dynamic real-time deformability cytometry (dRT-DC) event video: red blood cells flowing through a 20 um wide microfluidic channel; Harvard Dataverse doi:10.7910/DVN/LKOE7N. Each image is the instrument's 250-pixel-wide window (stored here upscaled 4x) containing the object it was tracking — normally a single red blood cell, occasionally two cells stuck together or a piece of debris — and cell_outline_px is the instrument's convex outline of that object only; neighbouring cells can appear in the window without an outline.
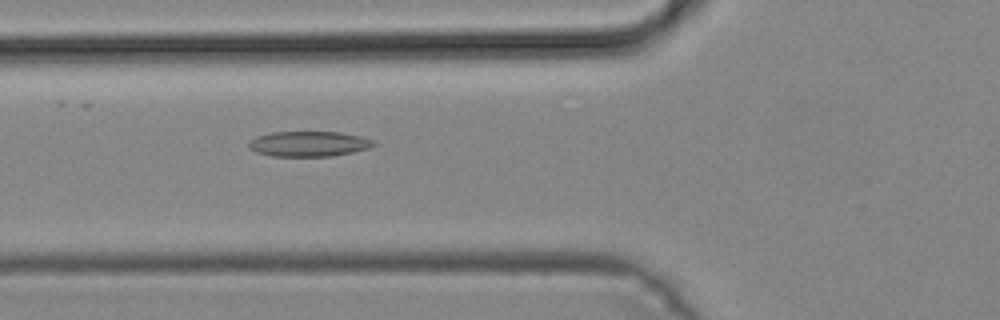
{"species": "common noctule bat (a hibernating species)", "species_latin": "Nyctalus noctula", "temperature_condition": "cold", "stored_images_in_passage": 49, "camera_frame_rate_fps": 3000, "um_per_image_px": 0.085, "animal": {"sex": "male", "body_mass_g": 19.2, "forearm_length_mm": 51.8}, "frame": {"image": 1, "passage_image": 18, "time_ms": 5.667, "image_size_px": [1000, 320], "cell_outline_px": [[376, 144], [368, 148], [352, 152], [332, 156], [272, 156], [256, 152], [248, 148], [248, 140], [256, 136], [272, 132], [340, 132], [360, 136], [376, 140]], "centroid_in_image_um": [26.22, 12.22], "position_along_channel_um": 99.6, "area_um2": 18.5}}
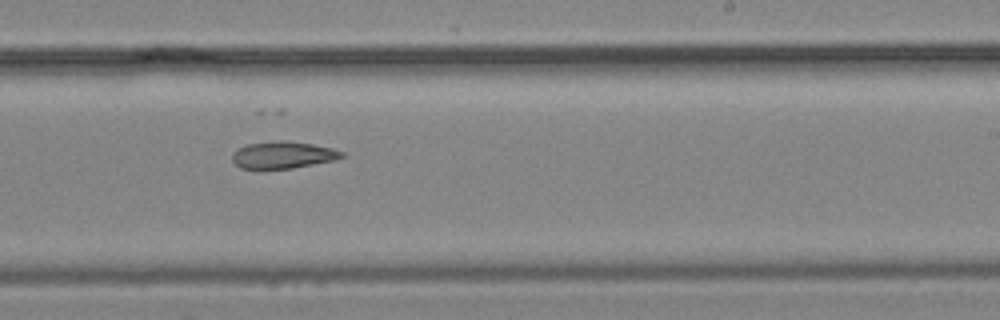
{"frame": {"image": 2, "passage_image": 30, "time_ms": 9.667, "image_size_px": [1000, 320], "cell_outline_px": [[344, 156], [336, 160], [292, 168], [256, 172], [240, 168], [232, 160], [232, 152], [236, 148], [248, 144], [280, 140], [312, 144], [332, 148], [344, 152]], "centroid_in_image_um": [23.97, 13.22], "position_along_channel_um": 265.0, "area_um2": 17.86}}
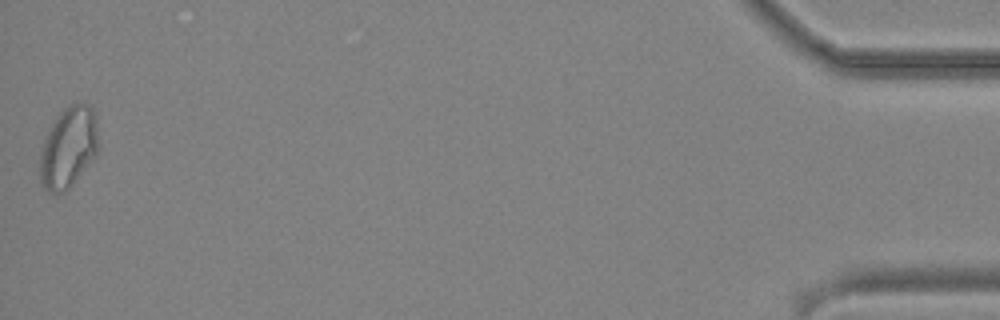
{"frame": {"image": 3, "passage_image": 49, "time_ms": 16.0, "image_size_px": [1000, 320], "cell_outline_px": [[96, 156], [72, 184], [64, 192], [56, 196], [48, 192], [40, 184], [40, 152], [44, 140], [56, 116], [64, 108], [76, 100], [88, 104], [96, 112]], "centroid_in_image_um": [5.79, 12.53], "position_along_channel_um": 429.4, "area_um2": 27.74}}